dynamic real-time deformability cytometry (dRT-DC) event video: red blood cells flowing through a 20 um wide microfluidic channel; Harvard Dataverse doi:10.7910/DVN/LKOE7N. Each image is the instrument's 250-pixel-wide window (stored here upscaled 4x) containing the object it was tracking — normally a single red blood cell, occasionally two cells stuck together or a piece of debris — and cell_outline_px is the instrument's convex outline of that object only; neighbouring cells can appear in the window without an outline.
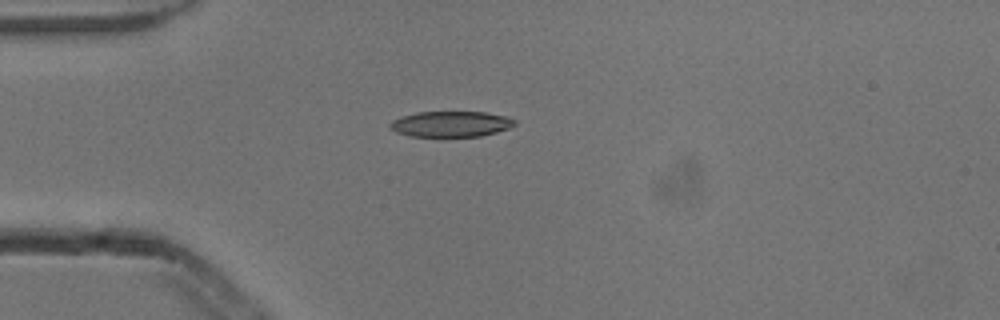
{"species": "common noctule bat (a hibernating species)", "species_latin": "Nyctalus noctula", "temperature_condition": "cold", "stored_images_in_passage": 1, "camera_frame_rate_fps": 3000, "um_per_image_px": 0.085, "animal": {"sex": "male", "body_mass_g": 13.3}, "frame": {"image": 1, "passage_image": 1, "time_ms": 0.0, "image_size_px": [1000, 320], "cell_outline_px": [[516, 124], [508, 128], [496, 132], [480, 136], [412, 136], [396, 132], [388, 128], [388, 124], [392, 120], [416, 112], [484, 112], [504, 116], [516, 120]], "centroid_in_image_um": [38.3, 10.54], "position_along_channel_um": 46.7, "area_um2": 18.5}}